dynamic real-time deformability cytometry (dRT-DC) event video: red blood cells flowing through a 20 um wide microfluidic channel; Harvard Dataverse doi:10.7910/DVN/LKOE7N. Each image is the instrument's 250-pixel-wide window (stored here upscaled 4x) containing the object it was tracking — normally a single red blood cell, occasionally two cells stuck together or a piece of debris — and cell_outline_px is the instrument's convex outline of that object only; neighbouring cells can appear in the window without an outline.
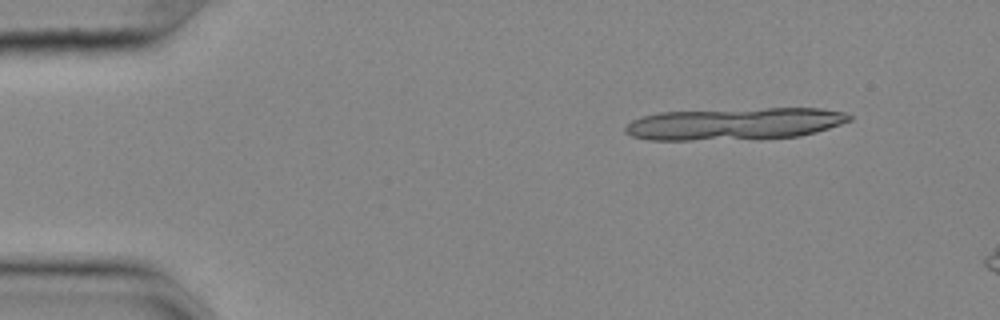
{"species": "common noctule bat (a hibernating species)", "species_latin": "Nyctalus noctula", "temperature_condition": "cold", "stored_images_in_passage": 8, "camera_frame_rate_fps": 3000, "um_per_image_px": 0.085, "animal": {"sex": "female", "body_mass_g": 25.1}, "frame": {"image": 1, "passage_image": 1, "time_ms": 0.0, "image_size_px": [1000, 320], "cell_outline_px": [[852, 120], [816, 132], [800, 136], [760, 140], [648, 140], [632, 136], [624, 132], [624, 128], [632, 120], [644, 116], [660, 112], [768, 108], [820, 108], [844, 112], [852, 116]], "centroid_in_image_um": [62.47, 10.54], "position_along_channel_um": 22.5, "area_um2": 42.48}}